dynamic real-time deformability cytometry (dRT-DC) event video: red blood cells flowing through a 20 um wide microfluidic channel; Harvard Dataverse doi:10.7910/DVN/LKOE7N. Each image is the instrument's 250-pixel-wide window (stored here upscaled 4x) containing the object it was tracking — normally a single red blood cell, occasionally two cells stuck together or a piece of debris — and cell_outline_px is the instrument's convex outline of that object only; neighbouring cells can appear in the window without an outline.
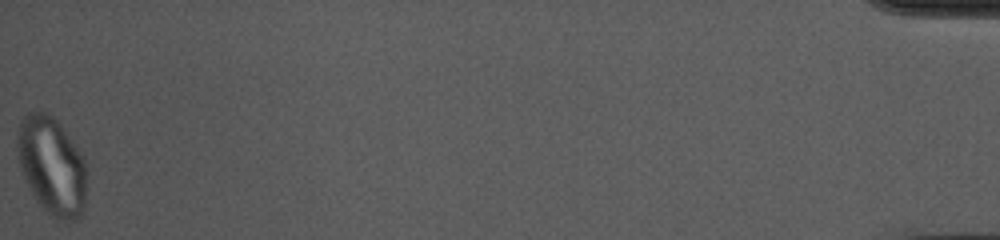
{"species": "common noctule bat (a hibernating species)", "species_latin": "Nyctalus noctula", "temperature_condition": "cold", "stored_images_in_passage": 52, "camera_frame_rate_fps": 3000, "um_per_image_px": 0.085, "animal": {"sex": "female", "body_mass_g": 10.0, "forearm_length_mm": 53.1}, "frame": {"image": 1, "passage_image": 52, "time_ms": 17.0, "image_size_px": [1000, 240], "cell_outline_px": [[88, 172], [84, 216], [76, 220], [60, 220], [52, 216], [36, 200], [20, 168], [16, 140], [20, 120], [28, 112], [48, 112], [60, 124], [84, 156]], "centroid_in_image_um": [4.46, 14.11], "position_along_channel_um": 430.7, "area_um2": 40.11}}